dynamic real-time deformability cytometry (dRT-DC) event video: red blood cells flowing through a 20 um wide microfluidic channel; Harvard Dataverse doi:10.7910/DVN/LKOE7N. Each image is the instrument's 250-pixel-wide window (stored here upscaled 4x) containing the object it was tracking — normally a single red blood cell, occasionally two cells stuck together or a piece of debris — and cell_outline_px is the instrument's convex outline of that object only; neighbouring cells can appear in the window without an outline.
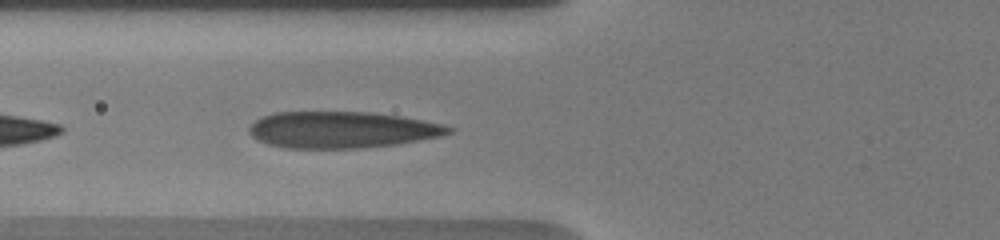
{"species": "human", "species_latin": "Homo sapiens", "temperature_condition": "warm", "stored_images_in_passage": 22, "camera_frame_rate_fps": 3000, "um_per_image_px": 0.085, "donor": {"sex": "male"}, "frame": {"image": 1, "passage_image": 13, "time_ms": 5.0, "image_size_px": [1000, 240], "cell_outline_px": [[456, 128], [452, 132], [440, 136], [400, 144], [356, 148], [288, 148], [268, 144], [252, 136], [248, 132], [248, 128], [260, 116], [276, 112], [376, 112], [424, 120], [444, 124]], "centroid_in_image_um": [29.09, 11.02], "position_along_channel_um": 96.7, "area_um2": 42.66}}
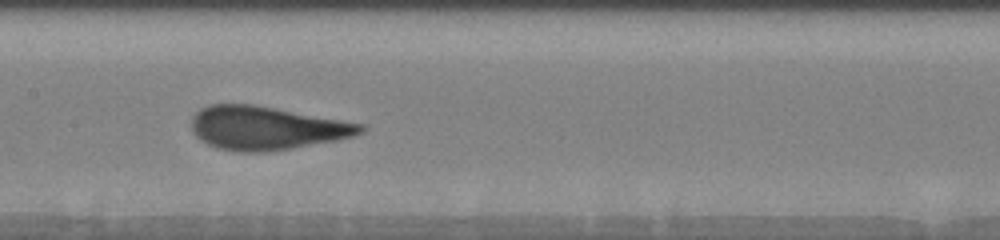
{"frame": {"image": 2, "passage_image": 18, "time_ms": 7.333, "image_size_px": [1000, 240], "cell_outline_px": [[368, 128], [364, 132], [352, 136], [336, 140], [292, 148], [264, 152], [236, 152], [216, 148], [200, 140], [192, 132], [192, 116], [200, 108], [208, 104], [252, 104], [364, 124]], "centroid_in_image_um": [22.61, 10.89], "position_along_channel_um": 184.8, "area_um2": 42.83}}
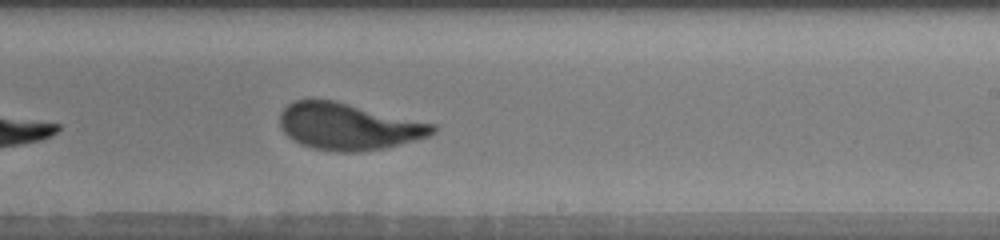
{"frame": {"image": 3, "passage_image": 22, "time_ms": 9.333, "image_size_px": [1000, 240], "cell_outline_px": [[436, 132], [428, 136], [380, 148], [360, 152], [336, 152], [312, 148], [300, 144], [292, 140], [280, 128], [280, 112], [292, 100], [312, 96], [336, 100], [436, 124]], "centroid_in_image_um": [29.53, 10.7], "position_along_channel_um": 259.5, "area_um2": 42.25}}